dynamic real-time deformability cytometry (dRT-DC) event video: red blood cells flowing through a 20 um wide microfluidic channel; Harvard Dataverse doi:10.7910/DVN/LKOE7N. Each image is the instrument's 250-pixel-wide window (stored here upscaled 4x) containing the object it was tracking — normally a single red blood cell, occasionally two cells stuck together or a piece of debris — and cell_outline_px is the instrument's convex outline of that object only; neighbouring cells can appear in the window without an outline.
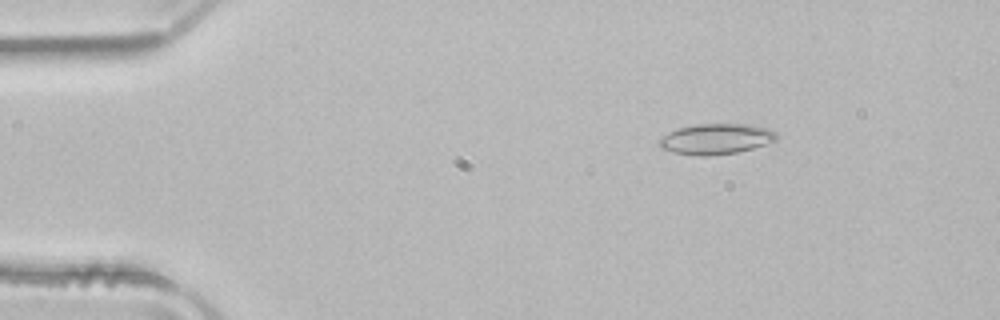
{"species": "common noctule bat (a hibernating species)", "species_latin": "Nyctalus noctula", "temperature_condition": "room temperature", "stored_images_in_passage": 45, "camera_frame_rate_fps": 3000, "um_per_image_px": 0.085, "animal": {"sex": "male", "body_mass_g": 21.5, "forearm_length_mm": 52.0}, "frame": {"image": 1, "passage_image": 2, "time_ms": 0.333, "image_size_px": [1000, 320], "cell_outline_px": [[776, 140], [752, 148], [736, 152], [708, 156], [700, 156], [672, 152], [660, 148], [656, 144], [660, 136], [668, 132], [680, 128], [696, 124], [744, 124], [768, 128], [776, 132]], "centroid_in_image_um": [60.79, 11.81], "position_along_channel_um": 24.2, "area_um2": 20.87}}
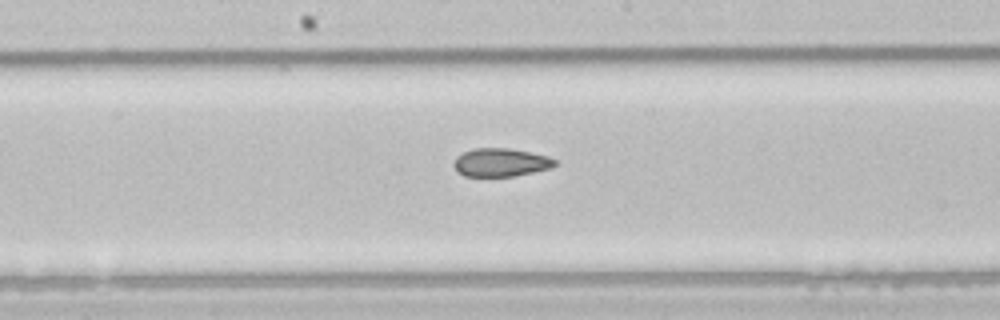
{"frame": {"image": 2, "passage_image": 21, "time_ms": 6.667, "image_size_px": [1000, 320], "cell_outline_px": [[556, 164], [552, 168], [516, 176], [464, 176], [456, 172], [452, 164], [456, 156], [472, 148], [508, 148], [548, 156], [556, 160]], "centroid_in_image_um": [42.53, 13.81], "position_along_channel_um": 205.7, "area_um2": 16.82}}
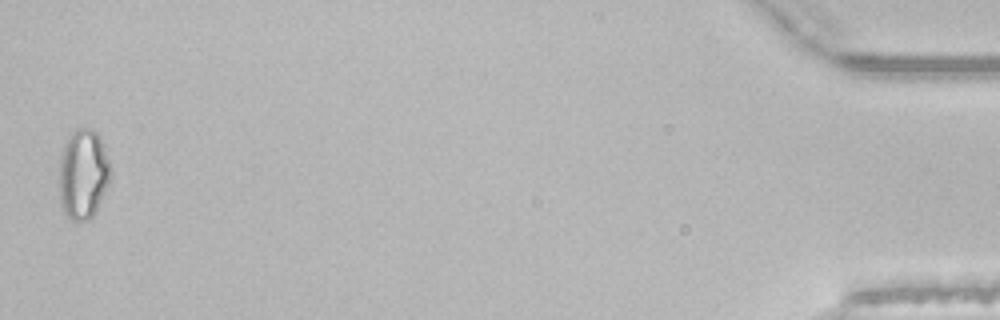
{"frame": {"image": 3, "passage_image": 45, "time_ms": 14.667, "image_size_px": [1000, 320], "cell_outline_px": [[112, 176], [96, 212], [88, 220], [72, 220], [64, 212], [60, 200], [60, 160], [64, 144], [72, 132], [76, 128], [92, 128], [96, 132], [100, 140], [112, 168]], "centroid_in_image_um": [7.09, 14.8], "position_along_channel_um": 428.1, "area_um2": 26.82}, "authors_computed_cell_mechanics": {"area_um2": 18.0336, "velocity_mm_per_s": 3.9712, "shape_relaxation_time_tau1_ms": 6.0279, "shape_relaxation_time_tau2_ms": 2.0632, "deformation_change_tau1": 0.1323, "deformation_change_tau2": 0.0818}}